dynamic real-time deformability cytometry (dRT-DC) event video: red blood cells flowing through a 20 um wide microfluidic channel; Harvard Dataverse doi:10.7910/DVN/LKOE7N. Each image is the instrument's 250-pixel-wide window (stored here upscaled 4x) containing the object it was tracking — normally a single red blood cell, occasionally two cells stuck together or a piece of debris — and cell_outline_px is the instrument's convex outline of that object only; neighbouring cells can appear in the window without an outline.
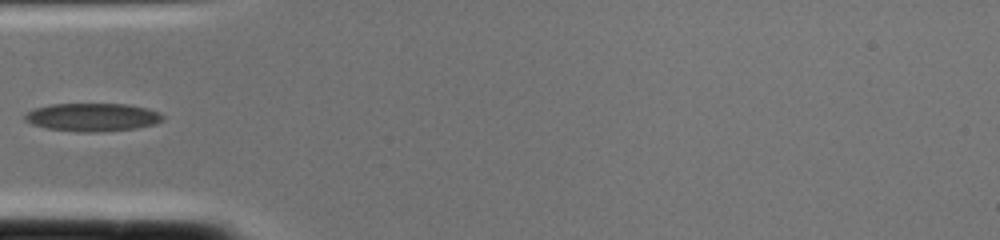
{"species": "common noctule bat (a hibernating species)", "species_latin": "Nyctalus noctula", "temperature_condition": "cold", "stored_images_in_passage": 2, "camera_frame_rate_fps": 3000, "um_per_image_px": 0.085, "animal": {"sex": "female", "body_mass_g": 22.0, "forearm_length_mm": 56.7}, "frame": {"image": 1, "passage_image": 2, "time_ms": 0.333, "image_size_px": [1000, 240], "cell_outline_px": [[164, 120], [156, 124], [136, 128], [96, 132], [80, 132], [48, 128], [32, 124], [24, 120], [24, 112], [32, 108], [52, 104], [128, 104], [148, 108], [160, 112], [164, 116]], "centroid_in_image_um": [7.86, 9.95], "position_along_channel_um": 77.1, "area_um2": 22.83}}